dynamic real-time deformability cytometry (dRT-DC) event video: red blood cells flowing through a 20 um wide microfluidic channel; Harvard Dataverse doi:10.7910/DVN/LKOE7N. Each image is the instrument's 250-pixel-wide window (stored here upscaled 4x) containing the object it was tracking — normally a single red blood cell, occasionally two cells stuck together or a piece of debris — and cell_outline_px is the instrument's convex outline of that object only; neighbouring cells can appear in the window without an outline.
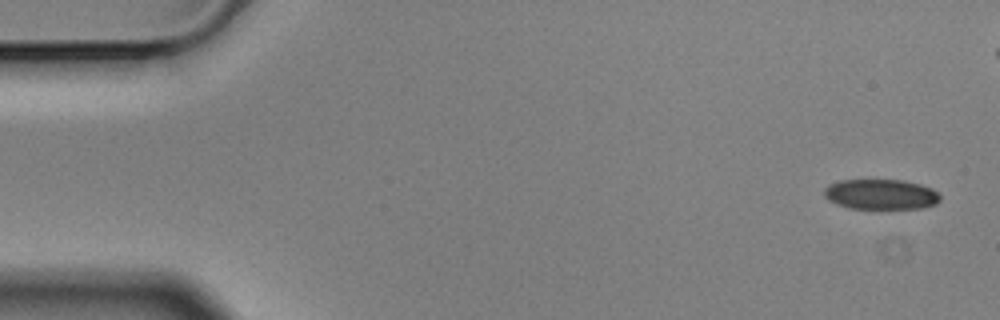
{"species": "Egyptian fruit bat (a non-hibernating species)", "species_latin": "Rousettus aegyptiacus", "temperature_condition": "cold", "stored_images_in_passage": 4, "camera_frame_rate_fps": 3000, "um_per_image_px": 0.085, "animal": {"sex": "male"}, "frame": {"image": 1, "passage_image": 1, "time_ms": 0.0, "image_size_px": [1000, 320], "cell_outline_px": [[940, 200], [936, 204], [920, 208], [876, 212], [848, 208], [836, 204], [828, 200], [824, 196], [824, 188], [828, 184], [840, 180], [904, 180], [920, 184], [932, 188], [940, 196]], "centroid_in_image_um": [74.85, 16.57], "position_along_channel_um": 10.2, "area_um2": 21.5}}